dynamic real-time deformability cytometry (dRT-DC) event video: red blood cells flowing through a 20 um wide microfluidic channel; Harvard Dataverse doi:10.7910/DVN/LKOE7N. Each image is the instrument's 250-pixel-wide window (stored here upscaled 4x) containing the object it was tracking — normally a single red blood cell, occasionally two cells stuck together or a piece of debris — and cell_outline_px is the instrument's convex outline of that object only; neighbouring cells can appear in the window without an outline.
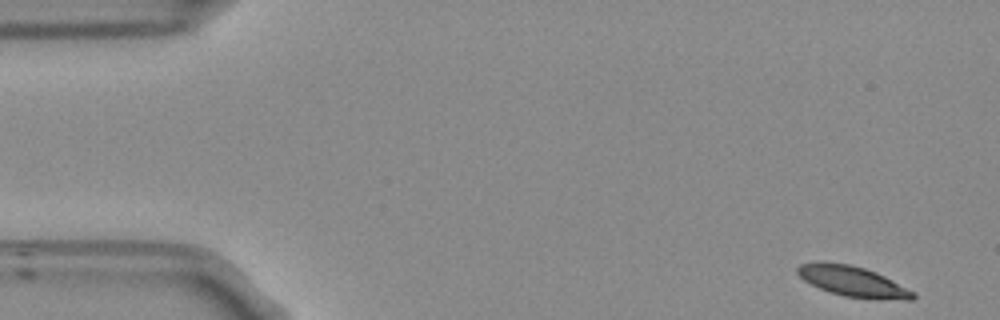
{"species": "Egyptian fruit bat (a non-hibernating species)", "species_latin": "Rousettus aegyptiacus", "temperature_condition": "room temperature", "stored_images_in_passage": 53, "camera_frame_rate_fps": 3000, "um_per_image_px": 0.085, "frame": {"image": 1, "passage_image": 1, "time_ms": 0.0, "image_size_px": [1000, 320], "cell_outline_px": [[916, 296], [912, 300], [876, 300], [844, 296], [828, 292], [804, 280], [796, 272], [796, 268], [800, 264], [824, 260], [848, 264], [864, 268], [876, 272], [916, 292]], "centroid_in_image_um": [72.5, 23.92], "position_along_channel_um": 12.5, "area_um2": 20.87}}
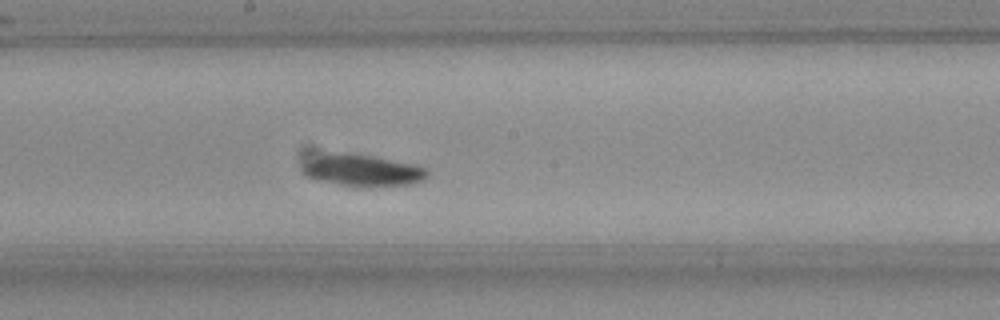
{"frame": {"image": 2, "passage_image": 27, "time_ms": 8.667, "image_size_px": [1000, 320], "cell_outline_px": [[428, 176], [424, 180], [412, 184], [364, 188], [356, 188], [316, 180], [308, 176], [304, 172], [304, 164], [320, 156], [336, 152], [372, 156], [416, 164], [428, 168]], "centroid_in_image_um": [30.92, 14.53], "position_along_channel_um": 217.3, "area_um2": 23.18}}
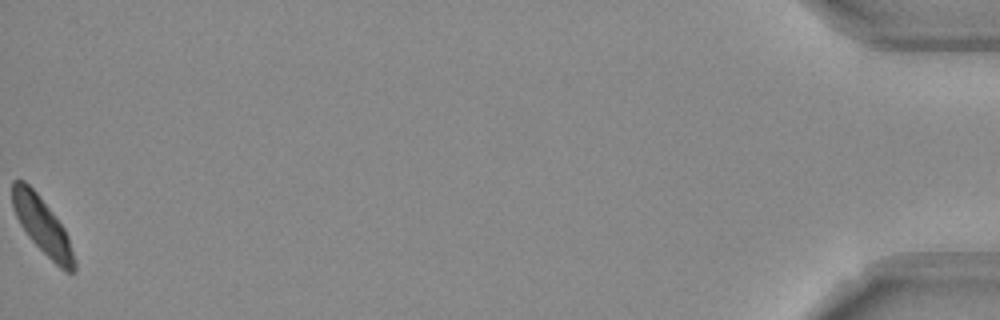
{"frame": {"image": 3, "passage_image": 53, "time_ms": 17.333, "image_size_px": [1000, 320], "cell_outline_px": [[76, 272], [64, 272], [28, 236], [20, 224], [12, 208], [12, 180], [24, 180], [36, 192], [64, 228], [68, 236], [76, 260]], "centroid_in_image_um": [3.6, 19.2], "position_along_channel_um": 431.6, "area_um2": 20.17}, "authors_computed_cell_mechanics": {"area_um2": 21.3282, "velocity_mm_per_s": 3.6861, "shape_relaxation_time_tau1_ms": 2.9451, "shape_relaxation_time_tau2_ms": null, "deformation_change_tau1": 0.0858, "deformation_change_tau2": null}}